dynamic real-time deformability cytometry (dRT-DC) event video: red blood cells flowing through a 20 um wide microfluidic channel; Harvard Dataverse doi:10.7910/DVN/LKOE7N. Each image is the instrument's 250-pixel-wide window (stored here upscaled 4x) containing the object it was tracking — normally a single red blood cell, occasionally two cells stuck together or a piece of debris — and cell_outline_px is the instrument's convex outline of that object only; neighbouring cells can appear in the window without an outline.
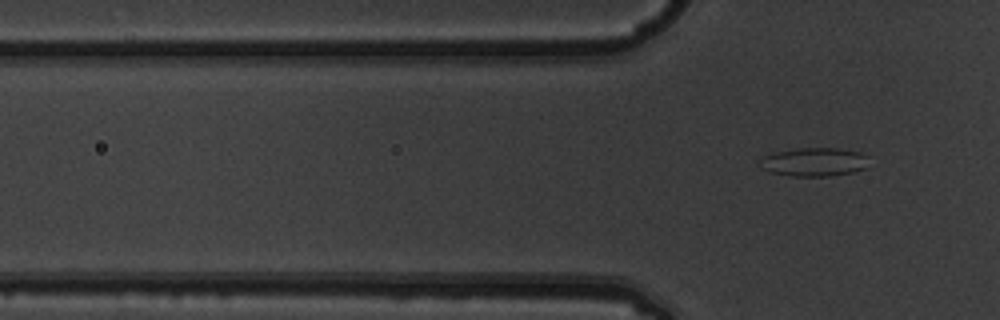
{"species": "common noctule bat (a hibernating species)", "species_latin": "Nyctalus noctula", "temperature_condition": "warm", "stored_images_in_passage": 5, "camera_frame_rate_fps": 3000, "um_per_image_px": 0.085, "animal": {"sex": "male", "body_mass_g": 19.5, "forearm_length_mm": 54.6}, "frame": {"image": 1, "passage_image": 5, "time_ms": 1.333, "image_size_px": [1000, 320], "cell_outline_px": [[868, 156], [864, 168], [852, 172], [832, 176], [792, 176], [768, 172], [760, 168], [760, 160], [764, 156], [776, 152], [796, 148], [840, 148], [860, 152]], "centroid_in_image_um": [69.17, 13.77], "position_along_channel_um": 56.6, "area_um2": 18.21}}